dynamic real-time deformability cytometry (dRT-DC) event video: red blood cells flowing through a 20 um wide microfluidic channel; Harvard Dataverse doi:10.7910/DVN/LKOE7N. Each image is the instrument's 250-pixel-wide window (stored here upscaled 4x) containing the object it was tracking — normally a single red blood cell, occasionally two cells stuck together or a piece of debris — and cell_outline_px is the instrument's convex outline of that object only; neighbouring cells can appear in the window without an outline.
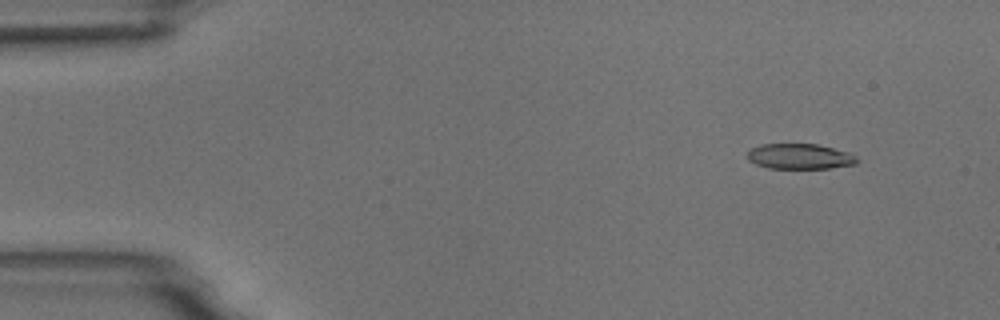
{"species": "common noctule bat (a hibernating species)", "species_latin": "Nyctalus noctula", "temperature_condition": "room temperature", "stored_images_in_passage": 4, "camera_frame_rate_fps": 3000, "um_per_image_px": 0.085, "animal": {"sex": "male", "body_mass_g": 18.8}, "frame": {"image": 1, "passage_image": 2, "time_ms": 1.0, "image_size_px": [1000, 320], "cell_outline_px": [[856, 164], [828, 168], [768, 168], [756, 164], [748, 160], [748, 152], [752, 148], [760, 144], [816, 144], [852, 152], [856, 156]], "centroid_in_image_um": [67.99, 13.29], "position_along_channel_um": 17.0, "area_um2": 16.18}}